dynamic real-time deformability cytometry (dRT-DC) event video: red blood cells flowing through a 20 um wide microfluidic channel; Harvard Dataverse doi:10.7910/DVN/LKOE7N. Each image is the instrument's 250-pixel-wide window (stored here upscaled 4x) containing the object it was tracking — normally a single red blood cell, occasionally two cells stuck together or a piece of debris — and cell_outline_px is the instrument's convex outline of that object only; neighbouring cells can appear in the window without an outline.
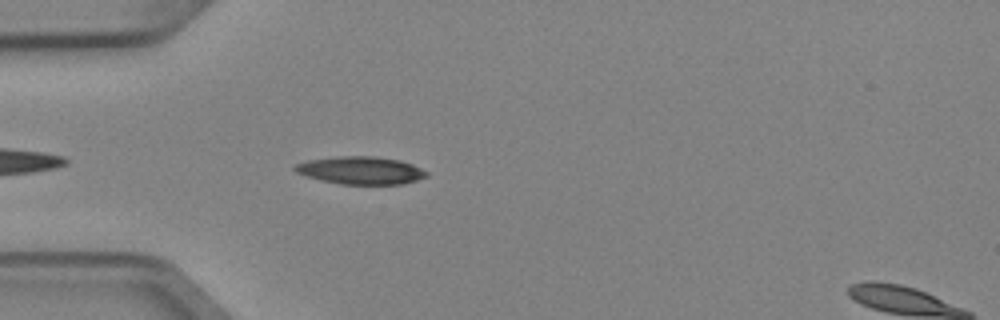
{"species": "Egyptian fruit bat (a non-hibernating species)", "species_latin": "Rousettus aegyptiacus", "temperature_condition": "cold", "stored_images_in_passage": 5, "segment_of_instrument_passage": [1, 2], "camera_frame_rate_fps": 3000, "um_per_image_px": 0.085, "animal": {"sex": "female"}, "frame": {"image": 1, "passage_image": 4, "time_ms": 1.0, "image_size_px": [1000, 320], "cell_outline_px": [[428, 176], [404, 184], [340, 184], [320, 180], [296, 172], [292, 168], [296, 164], [308, 160], [340, 156], [372, 156], [400, 160], [412, 164], [428, 172]], "centroid_in_image_um": [30.67, 14.48], "position_along_channel_um": 54.3, "area_um2": 21.15}}